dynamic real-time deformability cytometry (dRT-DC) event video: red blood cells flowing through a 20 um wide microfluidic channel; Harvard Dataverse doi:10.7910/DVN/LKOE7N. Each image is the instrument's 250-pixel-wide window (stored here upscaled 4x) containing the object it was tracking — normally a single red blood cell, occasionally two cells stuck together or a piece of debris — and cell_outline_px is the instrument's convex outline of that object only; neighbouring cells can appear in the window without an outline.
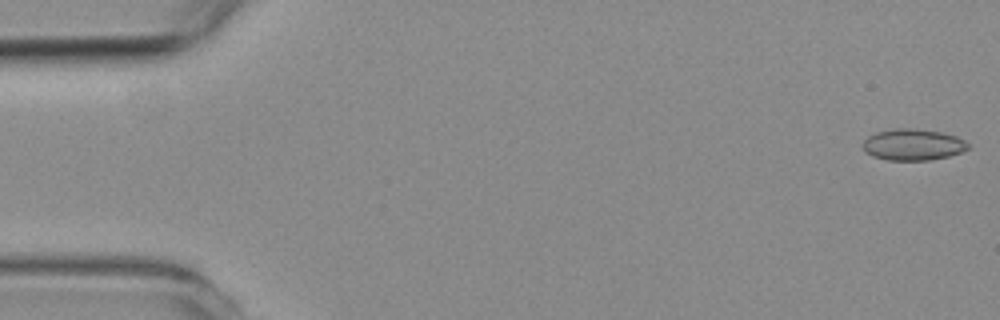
{"species": "common noctule bat (a hibernating species)", "species_latin": "Nyctalus noctula", "temperature_condition": "room temperature", "stored_images_in_passage": 56, "camera_frame_rate_fps": 3000, "um_per_image_px": 0.085, "animal": {"sex": "female", "body_mass_g": 19.3, "forearm_length_mm": 54.1}, "frame": {"image": 1, "passage_image": 1, "time_ms": 0.0, "image_size_px": [1000, 320], "cell_outline_px": [[972, 148], [948, 156], [928, 160], [888, 160], [872, 156], [864, 152], [860, 144], [868, 136], [876, 132], [892, 128], [916, 128], [940, 132], [956, 136], [964, 140]], "centroid_in_image_um": [77.56, 12.29], "position_along_channel_um": 7.4, "area_um2": 19.48}}
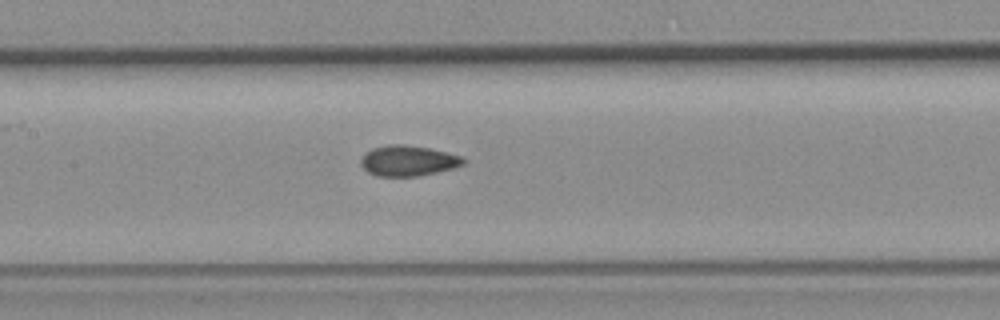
{"frame": {"image": 2, "passage_image": 26, "time_ms": 8.333, "image_size_px": [1000, 320], "cell_outline_px": [[468, 160], [464, 164], [452, 168], [420, 176], [376, 176], [368, 172], [360, 164], [360, 160], [372, 148], [388, 144], [404, 144], [428, 148], [464, 156]], "centroid_in_image_um": [34.72, 13.66], "position_along_channel_um": 172.7, "area_um2": 18.26}}
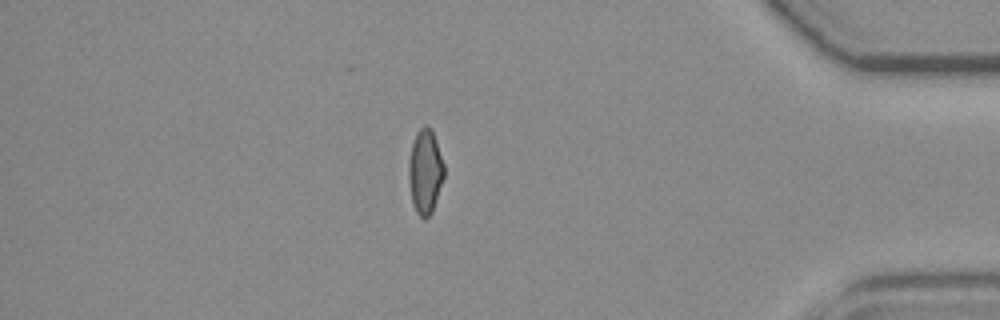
{"frame": {"image": 3, "passage_image": 48, "time_ms": 15.667, "image_size_px": [1000, 320], "cell_outline_px": [[444, 176], [432, 212], [424, 220], [416, 212], [412, 204], [408, 180], [408, 160], [412, 144], [416, 132], [424, 124], [428, 124], [432, 128], [444, 164]], "centroid_in_image_um": [36.12, 14.55], "position_along_channel_um": 399.1, "area_um2": 17.69}, "authors_computed_cell_mechanics": {"area_um2": 18.207, "velocity_mm_per_s": 3.6456, "shape_relaxation_time_tau1_ms": null, "shape_relaxation_time_tau2_ms": 2.2868, "deformation_change_tau1": null, "deformation_change_tau2": 0.0651}}